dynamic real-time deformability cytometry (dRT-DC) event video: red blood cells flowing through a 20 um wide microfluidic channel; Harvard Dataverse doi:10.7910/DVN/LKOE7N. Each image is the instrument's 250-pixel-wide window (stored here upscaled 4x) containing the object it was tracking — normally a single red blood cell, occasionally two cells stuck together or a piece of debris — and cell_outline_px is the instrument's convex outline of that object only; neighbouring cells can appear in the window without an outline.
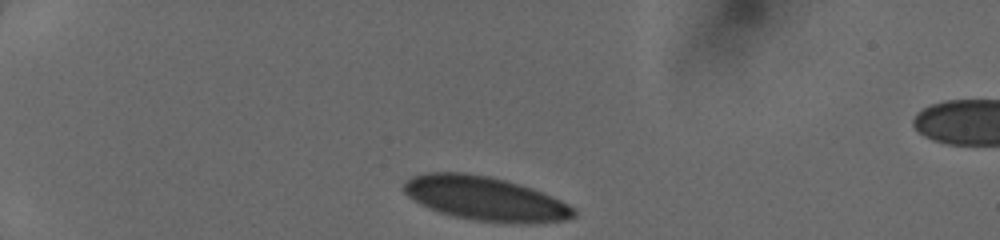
{"species": "human", "species_latin": "Homo sapiens", "temperature_condition": "cold", "stored_images_in_passage": 33, "camera_frame_rate_fps": 3000, "um_per_image_px": 0.085, "donor": {"sex": "female"}, "frame": {"image": 1, "passage_image": 1, "time_ms": 0.0, "image_size_px": [1000, 240], "cell_outline_px": [[576, 216], [564, 220], [536, 224], [504, 224], [472, 220], [452, 216], [428, 208], [412, 200], [404, 192], [404, 180], [412, 176], [424, 172], [464, 172], [488, 176], [504, 180], [532, 188], [552, 196], [568, 204], [576, 212]], "centroid_in_image_um": [41.23, 16.9], "position_along_channel_um": 43.8, "area_um2": 44.16}}
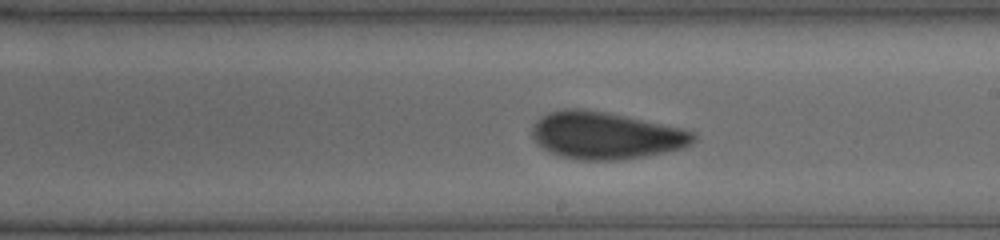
{"frame": {"image": 2, "passage_image": 19, "time_ms": 6.0, "image_size_px": [1000, 240], "cell_outline_px": [[696, 140], [692, 144], [684, 148], [644, 156], [612, 160], [580, 160], [560, 156], [548, 152], [536, 144], [532, 136], [532, 128], [536, 120], [540, 116], [548, 112], [564, 108], [580, 108], [608, 112], [680, 128], [696, 132]], "centroid_in_image_um": [51.45, 11.51], "position_along_channel_um": 237.6, "area_um2": 44.56}}
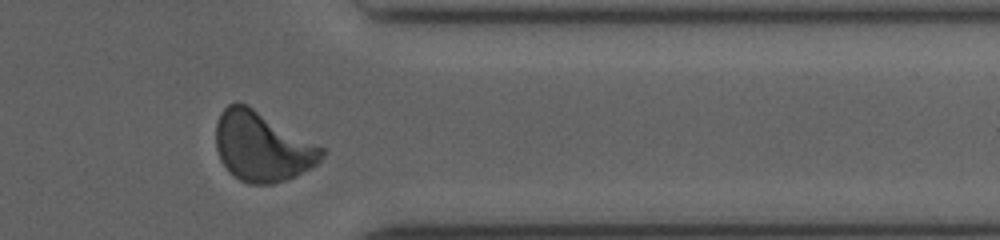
{"frame": {"image": 3, "passage_image": 30, "time_ms": 9.667, "image_size_px": [1000, 240], "cell_outline_px": [[324, 156], [316, 164], [296, 176], [288, 180], [272, 184], [248, 184], [232, 176], [228, 172], [220, 160], [216, 148], [216, 124], [220, 112], [228, 104], [236, 100], [248, 104], [324, 148]], "centroid_in_image_um": [22.25, 12.45], "position_along_channel_um": 389.2, "area_um2": 43.35}}